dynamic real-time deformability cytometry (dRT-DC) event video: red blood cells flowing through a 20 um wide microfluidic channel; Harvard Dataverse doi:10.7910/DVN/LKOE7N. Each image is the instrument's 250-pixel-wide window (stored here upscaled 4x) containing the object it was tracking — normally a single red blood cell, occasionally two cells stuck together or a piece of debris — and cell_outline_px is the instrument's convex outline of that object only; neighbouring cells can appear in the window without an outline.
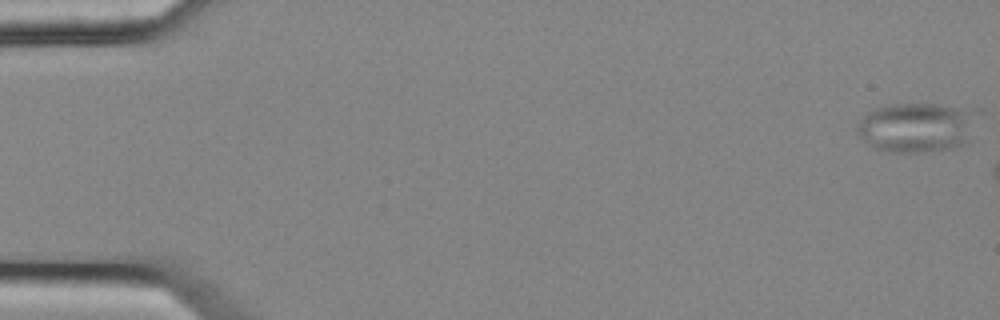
{"species": "common noctule bat (a hibernating species)", "species_latin": "Nyctalus noctula", "temperature_condition": "cold", "stored_images_in_passage": 3, "segment_of_instrument_passage": [1, 2], "camera_frame_rate_fps": 3000, "um_per_image_px": 0.085, "animal": {"sex": "female", "body_mass_g": 25.1}, "frame": {"image": 1, "passage_image": 1, "time_ms": 0.0, "image_size_px": [1000, 320], "cell_outline_px": [[984, 112], [972, 144], [956, 148], [920, 152], [884, 152], [868, 144], [856, 132], [856, 124], [872, 108], [884, 104], [936, 104], [980, 108]], "centroid_in_image_um": [78.14, 10.81], "position_along_channel_um": 6.9, "area_um2": 37.05}}